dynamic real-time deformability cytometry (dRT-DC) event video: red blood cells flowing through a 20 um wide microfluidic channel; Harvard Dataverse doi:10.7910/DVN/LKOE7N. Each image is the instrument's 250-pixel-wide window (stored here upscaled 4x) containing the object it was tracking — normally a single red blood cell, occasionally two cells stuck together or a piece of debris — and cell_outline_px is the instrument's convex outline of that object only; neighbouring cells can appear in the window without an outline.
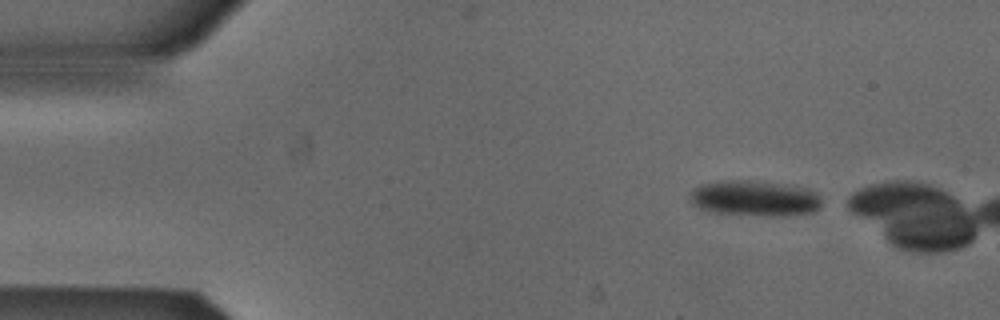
{"species": "Egyptian fruit bat (a non-hibernating species)", "species_latin": "Rousettus aegyptiacus", "temperature_condition": "cold", "stored_images_in_passage": 8, "camera_frame_rate_fps": 3000, "um_per_image_px": 0.085, "animal": {"sex": "male"}, "frame": {"image": 1, "passage_image": 1, "time_ms": 0.0, "image_size_px": [1000, 320], "cell_outline_px": [[820, 208], [812, 212], [772, 216], [768, 216], [712, 212], [700, 208], [692, 204], [688, 200], [688, 192], [692, 188], [700, 184], [720, 180], [748, 180], [784, 184], [804, 188], [816, 192], [820, 196]], "centroid_in_image_um": [64.06, 16.84], "position_along_channel_um": 20.9, "area_um2": 27.51}}